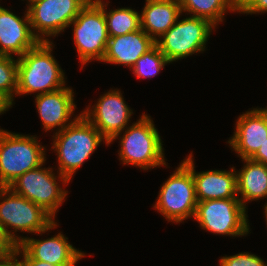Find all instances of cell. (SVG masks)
<instances>
[{
	"mask_svg": "<svg viewBox=\"0 0 267 266\" xmlns=\"http://www.w3.org/2000/svg\"><path fill=\"white\" fill-rule=\"evenodd\" d=\"M52 150L57 153L58 171L71 181L75 172L95 152L100 144L109 142L87 118L81 114L63 130L55 132Z\"/></svg>",
	"mask_w": 267,
	"mask_h": 266,
	"instance_id": "obj_1",
	"label": "cell"
},
{
	"mask_svg": "<svg viewBox=\"0 0 267 266\" xmlns=\"http://www.w3.org/2000/svg\"><path fill=\"white\" fill-rule=\"evenodd\" d=\"M52 42H39L17 58L16 96L36 92V95L44 94L67 85L65 73L52 55L54 46Z\"/></svg>",
	"mask_w": 267,
	"mask_h": 266,
	"instance_id": "obj_2",
	"label": "cell"
},
{
	"mask_svg": "<svg viewBox=\"0 0 267 266\" xmlns=\"http://www.w3.org/2000/svg\"><path fill=\"white\" fill-rule=\"evenodd\" d=\"M150 117L145 112L142 113L135 123L109 141L110 145L114 140H120L118 155L123 165H133L145 171L168 166L161 136Z\"/></svg>",
	"mask_w": 267,
	"mask_h": 266,
	"instance_id": "obj_3",
	"label": "cell"
},
{
	"mask_svg": "<svg viewBox=\"0 0 267 266\" xmlns=\"http://www.w3.org/2000/svg\"><path fill=\"white\" fill-rule=\"evenodd\" d=\"M0 222L16 246L24 237L17 236L15 232L42 235L58 226L56 220L41 206L14 193L9 187H0Z\"/></svg>",
	"mask_w": 267,
	"mask_h": 266,
	"instance_id": "obj_4",
	"label": "cell"
},
{
	"mask_svg": "<svg viewBox=\"0 0 267 266\" xmlns=\"http://www.w3.org/2000/svg\"><path fill=\"white\" fill-rule=\"evenodd\" d=\"M37 136L0 128V187H8L27 171L45 164L46 151Z\"/></svg>",
	"mask_w": 267,
	"mask_h": 266,
	"instance_id": "obj_5",
	"label": "cell"
},
{
	"mask_svg": "<svg viewBox=\"0 0 267 266\" xmlns=\"http://www.w3.org/2000/svg\"><path fill=\"white\" fill-rule=\"evenodd\" d=\"M156 200L154 209L168 222L177 224L194 218L198 201L191 172V154L163 183Z\"/></svg>",
	"mask_w": 267,
	"mask_h": 266,
	"instance_id": "obj_6",
	"label": "cell"
},
{
	"mask_svg": "<svg viewBox=\"0 0 267 266\" xmlns=\"http://www.w3.org/2000/svg\"><path fill=\"white\" fill-rule=\"evenodd\" d=\"M79 62L84 67L92 60L102 62L109 40L103 0H90L70 23Z\"/></svg>",
	"mask_w": 267,
	"mask_h": 266,
	"instance_id": "obj_7",
	"label": "cell"
},
{
	"mask_svg": "<svg viewBox=\"0 0 267 266\" xmlns=\"http://www.w3.org/2000/svg\"><path fill=\"white\" fill-rule=\"evenodd\" d=\"M216 27L208 20L187 16L177 20L155 44L170 62L205 51L212 30Z\"/></svg>",
	"mask_w": 267,
	"mask_h": 266,
	"instance_id": "obj_8",
	"label": "cell"
},
{
	"mask_svg": "<svg viewBox=\"0 0 267 266\" xmlns=\"http://www.w3.org/2000/svg\"><path fill=\"white\" fill-rule=\"evenodd\" d=\"M42 166L44 164L25 172L8 187L14 193L41 206L55 219L58 208L63 204L68 194V191L62 186L60 187L56 180L60 178L59 182L62 181L61 184L64 186L70 181L59 172H57V176L52 168H43Z\"/></svg>",
	"mask_w": 267,
	"mask_h": 266,
	"instance_id": "obj_9",
	"label": "cell"
},
{
	"mask_svg": "<svg viewBox=\"0 0 267 266\" xmlns=\"http://www.w3.org/2000/svg\"><path fill=\"white\" fill-rule=\"evenodd\" d=\"M246 209L239 198L198 201L194 219L210 233L242 237L251 230Z\"/></svg>",
	"mask_w": 267,
	"mask_h": 266,
	"instance_id": "obj_10",
	"label": "cell"
},
{
	"mask_svg": "<svg viewBox=\"0 0 267 266\" xmlns=\"http://www.w3.org/2000/svg\"><path fill=\"white\" fill-rule=\"evenodd\" d=\"M90 0H38L26 9L34 36L40 42H51L69 27Z\"/></svg>",
	"mask_w": 267,
	"mask_h": 266,
	"instance_id": "obj_11",
	"label": "cell"
},
{
	"mask_svg": "<svg viewBox=\"0 0 267 266\" xmlns=\"http://www.w3.org/2000/svg\"><path fill=\"white\" fill-rule=\"evenodd\" d=\"M125 102L119 89H111L101 94L92 107L89 104L81 113L109 142L131 122L133 110Z\"/></svg>",
	"mask_w": 267,
	"mask_h": 266,
	"instance_id": "obj_12",
	"label": "cell"
},
{
	"mask_svg": "<svg viewBox=\"0 0 267 266\" xmlns=\"http://www.w3.org/2000/svg\"><path fill=\"white\" fill-rule=\"evenodd\" d=\"M16 258L35 259L54 265H76L85 253L73 247L62 232L47 239H34L25 236L16 247Z\"/></svg>",
	"mask_w": 267,
	"mask_h": 266,
	"instance_id": "obj_13",
	"label": "cell"
},
{
	"mask_svg": "<svg viewBox=\"0 0 267 266\" xmlns=\"http://www.w3.org/2000/svg\"><path fill=\"white\" fill-rule=\"evenodd\" d=\"M227 143L241 159H250L267 139V110L252 108L240 114Z\"/></svg>",
	"mask_w": 267,
	"mask_h": 266,
	"instance_id": "obj_14",
	"label": "cell"
},
{
	"mask_svg": "<svg viewBox=\"0 0 267 266\" xmlns=\"http://www.w3.org/2000/svg\"><path fill=\"white\" fill-rule=\"evenodd\" d=\"M74 100V91L70 86L36 95L35 104L45 132L53 129L61 131L82 114L74 115ZM72 115L75 118L71 119Z\"/></svg>",
	"mask_w": 267,
	"mask_h": 266,
	"instance_id": "obj_15",
	"label": "cell"
},
{
	"mask_svg": "<svg viewBox=\"0 0 267 266\" xmlns=\"http://www.w3.org/2000/svg\"><path fill=\"white\" fill-rule=\"evenodd\" d=\"M18 17L0 6V54L17 58L34 48L40 41L34 36L28 12Z\"/></svg>",
	"mask_w": 267,
	"mask_h": 266,
	"instance_id": "obj_16",
	"label": "cell"
},
{
	"mask_svg": "<svg viewBox=\"0 0 267 266\" xmlns=\"http://www.w3.org/2000/svg\"><path fill=\"white\" fill-rule=\"evenodd\" d=\"M191 152V172L197 201L238 198L237 174L231 170H207L196 172Z\"/></svg>",
	"mask_w": 267,
	"mask_h": 266,
	"instance_id": "obj_17",
	"label": "cell"
},
{
	"mask_svg": "<svg viewBox=\"0 0 267 266\" xmlns=\"http://www.w3.org/2000/svg\"><path fill=\"white\" fill-rule=\"evenodd\" d=\"M155 45V41L142 29L109 37L102 62L132 68L136 61Z\"/></svg>",
	"mask_w": 267,
	"mask_h": 266,
	"instance_id": "obj_18",
	"label": "cell"
},
{
	"mask_svg": "<svg viewBox=\"0 0 267 266\" xmlns=\"http://www.w3.org/2000/svg\"><path fill=\"white\" fill-rule=\"evenodd\" d=\"M178 0H146L140 13L141 29L154 41L181 17Z\"/></svg>",
	"mask_w": 267,
	"mask_h": 266,
	"instance_id": "obj_19",
	"label": "cell"
},
{
	"mask_svg": "<svg viewBox=\"0 0 267 266\" xmlns=\"http://www.w3.org/2000/svg\"><path fill=\"white\" fill-rule=\"evenodd\" d=\"M242 161L243 168L236 171L237 193L240 202L247 208V202L267 198V165L251 159Z\"/></svg>",
	"mask_w": 267,
	"mask_h": 266,
	"instance_id": "obj_20",
	"label": "cell"
},
{
	"mask_svg": "<svg viewBox=\"0 0 267 266\" xmlns=\"http://www.w3.org/2000/svg\"><path fill=\"white\" fill-rule=\"evenodd\" d=\"M183 13L208 20L215 27L224 21L225 13H239V0H178ZM193 14V15H192Z\"/></svg>",
	"mask_w": 267,
	"mask_h": 266,
	"instance_id": "obj_21",
	"label": "cell"
},
{
	"mask_svg": "<svg viewBox=\"0 0 267 266\" xmlns=\"http://www.w3.org/2000/svg\"><path fill=\"white\" fill-rule=\"evenodd\" d=\"M103 11L106 20L109 37L125 35L141 29L140 13L131 8H118L107 10L108 2L104 3Z\"/></svg>",
	"mask_w": 267,
	"mask_h": 266,
	"instance_id": "obj_22",
	"label": "cell"
},
{
	"mask_svg": "<svg viewBox=\"0 0 267 266\" xmlns=\"http://www.w3.org/2000/svg\"><path fill=\"white\" fill-rule=\"evenodd\" d=\"M17 67L18 62L14 56L0 54V96L11 105V108L17 92Z\"/></svg>",
	"mask_w": 267,
	"mask_h": 266,
	"instance_id": "obj_23",
	"label": "cell"
},
{
	"mask_svg": "<svg viewBox=\"0 0 267 266\" xmlns=\"http://www.w3.org/2000/svg\"><path fill=\"white\" fill-rule=\"evenodd\" d=\"M170 62L165 58L159 47L155 44L144 53L131 68L137 78H152Z\"/></svg>",
	"mask_w": 267,
	"mask_h": 266,
	"instance_id": "obj_24",
	"label": "cell"
},
{
	"mask_svg": "<svg viewBox=\"0 0 267 266\" xmlns=\"http://www.w3.org/2000/svg\"><path fill=\"white\" fill-rule=\"evenodd\" d=\"M219 266H267V262L255 254L241 252L232 256H223L219 260Z\"/></svg>",
	"mask_w": 267,
	"mask_h": 266,
	"instance_id": "obj_25",
	"label": "cell"
},
{
	"mask_svg": "<svg viewBox=\"0 0 267 266\" xmlns=\"http://www.w3.org/2000/svg\"><path fill=\"white\" fill-rule=\"evenodd\" d=\"M267 12V0H239V13L257 14Z\"/></svg>",
	"mask_w": 267,
	"mask_h": 266,
	"instance_id": "obj_26",
	"label": "cell"
},
{
	"mask_svg": "<svg viewBox=\"0 0 267 266\" xmlns=\"http://www.w3.org/2000/svg\"><path fill=\"white\" fill-rule=\"evenodd\" d=\"M16 245L8 237L0 222V254L9 253L16 250Z\"/></svg>",
	"mask_w": 267,
	"mask_h": 266,
	"instance_id": "obj_27",
	"label": "cell"
},
{
	"mask_svg": "<svg viewBox=\"0 0 267 266\" xmlns=\"http://www.w3.org/2000/svg\"><path fill=\"white\" fill-rule=\"evenodd\" d=\"M250 159L267 165V139Z\"/></svg>",
	"mask_w": 267,
	"mask_h": 266,
	"instance_id": "obj_28",
	"label": "cell"
},
{
	"mask_svg": "<svg viewBox=\"0 0 267 266\" xmlns=\"http://www.w3.org/2000/svg\"><path fill=\"white\" fill-rule=\"evenodd\" d=\"M17 266H75V265H54L44 261L35 259H22L17 258Z\"/></svg>",
	"mask_w": 267,
	"mask_h": 266,
	"instance_id": "obj_29",
	"label": "cell"
},
{
	"mask_svg": "<svg viewBox=\"0 0 267 266\" xmlns=\"http://www.w3.org/2000/svg\"><path fill=\"white\" fill-rule=\"evenodd\" d=\"M0 266H17L15 251L0 254Z\"/></svg>",
	"mask_w": 267,
	"mask_h": 266,
	"instance_id": "obj_30",
	"label": "cell"
},
{
	"mask_svg": "<svg viewBox=\"0 0 267 266\" xmlns=\"http://www.w3.org/2000/svg\"><path fill=\"white\" fill-rule=\"evenodd\" d=\"M10 108L11 105L2 96H0V115L4 114Z\"/></svg>",
	"mask_w": 267,
	"mask_h": 266,
	"instance_id": "obj_31",
	"label": "cell"
},
{
	"mask_svg": "<svg viewBox=\"0 0 267 266\" xmlns=\"http://www.w3.org/2000/svg\"><path fill=\"white\" fill-rule=\"evenodd\" d=\"M263 208H264L265 221H266V225H267V201L264 204V207Z\"/></svg>",
	"mask_w": 267,
	"mask_h": 266,
	"instance_id": "obj_32",
	"label": "cell"
},
{
	"mask_svg": "<svg viewBox=\"0 0 267 266\" xmlns=\"http://www.w3.org/2000/svg\"><path fill=\"white\" fill-rule=\"evenodd\" d=\"M24 1V0H23ZM28 2V4H26L27 5V7L29 6V5H31L32 3H34V2H36V1H38V0H27Z\"/></svg>",
	"mask_w": 267,
	"mask_h": 266,
	"instance_id": "obj_33",
	"label": "cell"
}]
</instances>
